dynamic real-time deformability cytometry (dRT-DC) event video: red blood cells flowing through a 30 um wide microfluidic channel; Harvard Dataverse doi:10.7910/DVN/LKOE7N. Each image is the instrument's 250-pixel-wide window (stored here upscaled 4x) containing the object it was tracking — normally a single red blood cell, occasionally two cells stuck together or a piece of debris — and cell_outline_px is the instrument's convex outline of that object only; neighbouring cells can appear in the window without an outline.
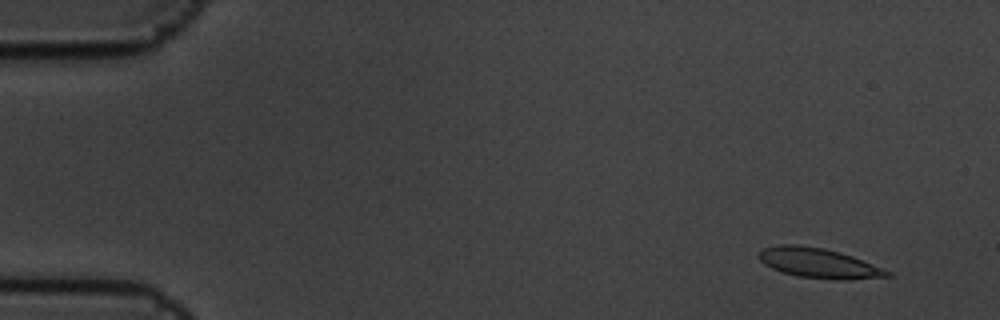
{"species": "common noctule bat (a hibernating species)", "species_latin": "Nyctalus noctula", "temperature_condition": "cold", "stored_images_in_passage": 4, "camera_frame_rate_fps": 3000, "um_per_image_px": 0.085, "animal": {"sex": "male", "body_mass_g": 19.5, "forearm_length_mm": 54.6}, "frame": {"image": 1, "passage_image": 1, "time_ms": 0.0, "image_size_px": [1000, 320], "cell_outline_px": [[892, 276], [848, 280], [832, 280], [800, 276], [784, 272], [772, 268], [764, 264], [756, 256], [764, 248], [780, 244], [796, 244], [824, 248], [840, 252], [852, 256], [892, 272]], "centroid_in_image_um": [69.59, 22.36], "position_along_channel_um": 15.4, "area_um2": 22.31}}
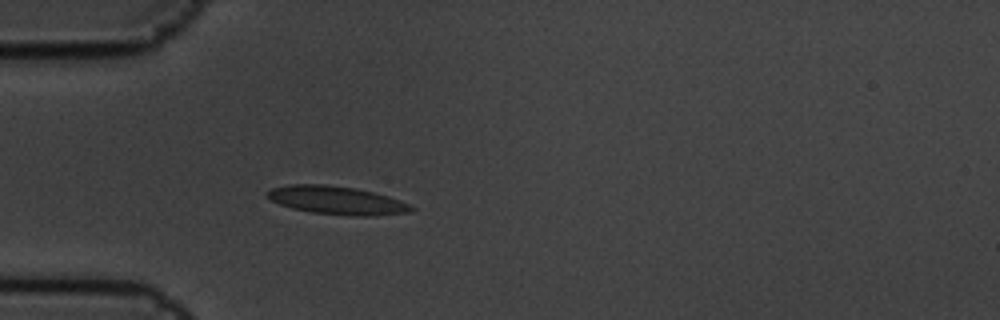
{"frame": {"image": 2, "passage_image": 4, "time_ms": 1.0, "image_size_px": [1000, 320], "cell_outline_px": [[416, 208], [412, 212], [368, 216], [352, 216], [312, 212], [292, 208], [280, 204], [264, 196], [264, 192], [272, 188], [288, 184], [324, 184], [356, 188], [388, 196], [400, 200]], "centroid_in_image_um": [28.6, 17.02], "position_along_channel_um": 56.4, "area_um2": 23.76}}